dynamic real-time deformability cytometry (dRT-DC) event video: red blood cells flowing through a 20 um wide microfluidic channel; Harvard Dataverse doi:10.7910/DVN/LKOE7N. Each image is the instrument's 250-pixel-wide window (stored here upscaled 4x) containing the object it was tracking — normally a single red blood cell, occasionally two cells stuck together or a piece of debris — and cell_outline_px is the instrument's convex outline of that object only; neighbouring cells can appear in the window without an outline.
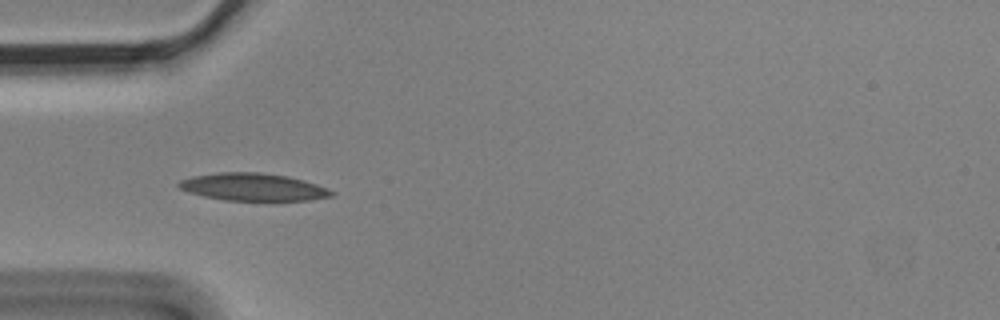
{"species": "Egyptian fruit bat (a non-hibernating species)", "species_latin": "Rousettus aegyptiacus", "temperature_condition": "cold", "stored_images_in_passage": 6, "camera_frame_rate_fps": 3000, "um_per_image_px": 0.085, "animal": {"sex": "male"}, "frame": {"image": 1, "passage_image": 5, "time_ms": 1.333, "image_size_px": [1000, 320], "cell_outline_px": [[336, 192], [332, 196], [308, 200], [224, 200], [204, 196], [188, 192], [180, 188], [176, 184], [180, 180], [192, 176], [216, 172], [260, 172], [288, 176], [304, 180], [328, 188]], "centroid_in_image_um": [21.5, 15.88], "position_along_channel_um": 63.5, "area_um2": 24.51}}
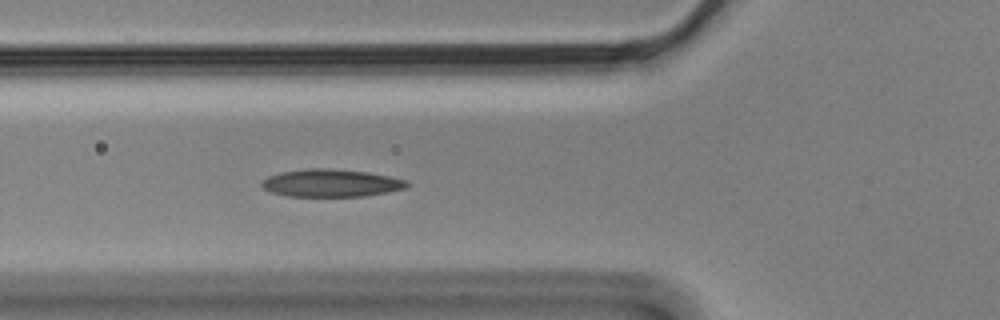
{"frame": {"image": 2, "passage_image": 6, "time_ms": 1.667, "image_size_px": [1000, 320], "cell_outline_px": [[412, 184], [404, 188], [388, 192], [364, 196], [288, 196], [272, 192], [264, 188], [260, 184], [268, 176], [280, 172], [308, 168], [328, 168], [368, 172], [408, 180]], "centroid_in_image_um": [28.17, 15.55], "position_along_channel_um": 97.6, "area_um2": 23.35}}